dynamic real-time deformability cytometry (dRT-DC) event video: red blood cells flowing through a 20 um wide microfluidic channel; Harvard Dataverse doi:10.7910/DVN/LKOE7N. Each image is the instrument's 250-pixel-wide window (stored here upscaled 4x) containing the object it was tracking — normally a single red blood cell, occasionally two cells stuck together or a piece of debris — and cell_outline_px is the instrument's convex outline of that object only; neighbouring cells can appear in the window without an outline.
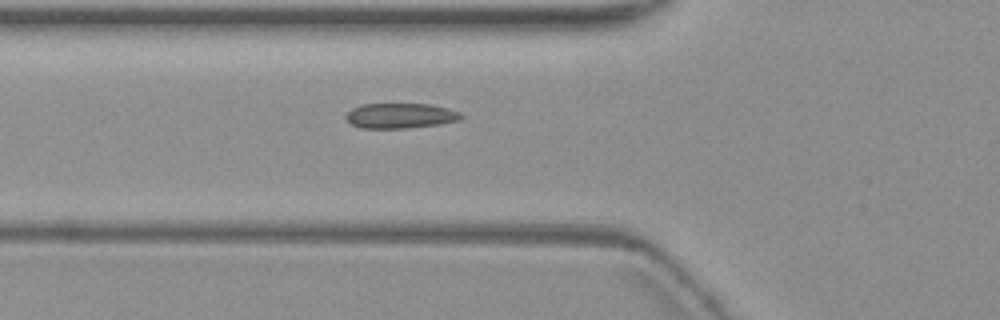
{"species": "common noctule bat (a hibernating species)", "species_latin": "Nyctalus noctula", "temperature_condition": "warm", "stored_images_in_passage": 3, "camera_frame_rate_fps": 3000, "um_per_image_px": 0.085, "animal": {"sex": "female", "body_mass_g": 19.3, "forearm_length_mm": 54.1}, "frame": {"image": 1, "passage_image": 3, "time_ms": 2.333, "image_size_px": [1000, 320], "cell_outline_px": [[464, 116], [460, 120], [440, 124], [408, 128], [360, 128], [352, 124], [344, 116], [352, 108], [364, 104], [432, 104], [448, 108], [460, 112]], "centroid_in_image_um": [34.06, 9.84], "position_along_channel_um": 91.7, "area_um2": 16.94}}